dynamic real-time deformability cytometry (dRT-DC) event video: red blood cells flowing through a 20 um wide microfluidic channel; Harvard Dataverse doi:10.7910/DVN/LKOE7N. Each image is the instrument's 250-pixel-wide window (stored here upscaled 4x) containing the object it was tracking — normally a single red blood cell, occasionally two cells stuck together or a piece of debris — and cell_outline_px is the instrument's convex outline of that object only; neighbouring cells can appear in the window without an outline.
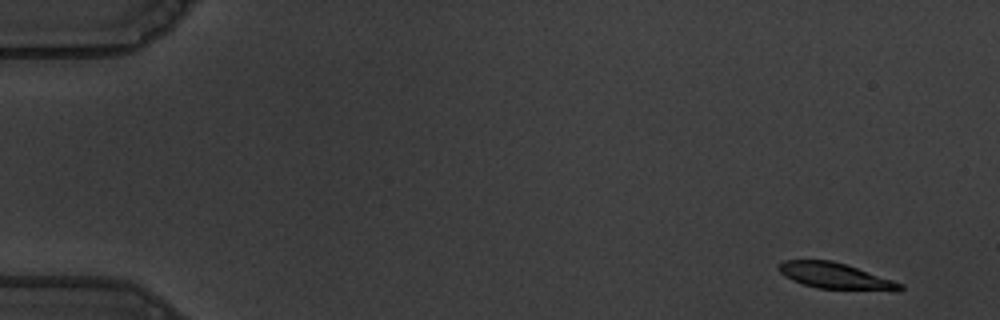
{"species": "common noctule bat (a hibernating species)", "species_latin": "Nyctalus noctula", "temperature_condition": "warm", "stored_images_in_passage": 54, "camera_frame_rate_fps": 3000, "um_per_image_px": 0.085, "animal": {"sex": "male", "body_mass_g": 19.5, "forearm_length_mm": 54.6}, "frame": {"image": 1, "passage_image": 1, "time_ms": 0.0, "image_size_px": [1000, 320], "cell_outline_px": [[904, 288], [900, 292], [896, 292], [816, 288], [792, 280], [784, 276], [776, 268], [784, 260], [832, 260], [904, 284]], "centroid_in_image_um": [71.04, 23.48], "position_along_channel_um": 14.0, "area_um2": 18.55}}
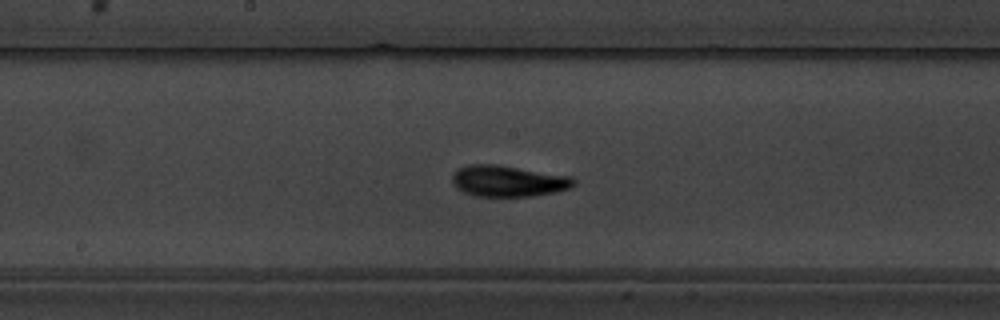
{"frame": {"image": 2, "passage_image": 28, "time_ms": 9.0, "image_size_px": [1000, 320], "cell_outline_px": [[576, 184], [572, 188], [556, 192], [532, 196], [476, 196], [464, 192], [456, 188], [452, 184], [452, 176], [460, 168], [468, 164], [496, 164], [572, 176], [576, 180]], "centroid_in_image_um": [43.24, 15.39], "position_along_channel_um": 205.0, "area_um2": 22.25}}
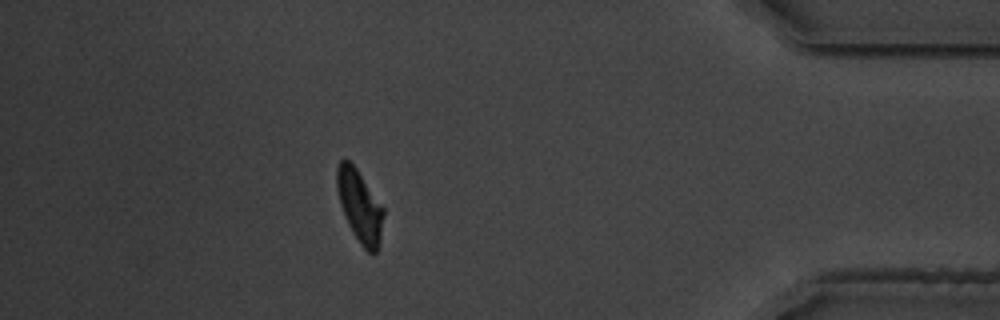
{"frame": {"image": 3, "passage_image": 48, "time_ms": 15.667, "image_size_px": [1000, 320], "cell_outline_px": [[384, 216], [380, 240], [376, 252], [368, 252], [360, 244], [348, 224], [340, 204], [336, 188], [336, 164], [340, 160], [348, 160], [356, 168], [384, 208]], "centroid_in_image_um": [30.56, 17.5], "position_along_channel_um": 404.6, "area_um2": 19.48}, "authors_computed_cell_mechanics": {"area_um2": 20.4323, "velocity_mm_per_s": 3.5941, "shape_relaxation_time_tau1_ms": 3.5965, "shape_relaxation_time_tau2_ms": 1.9001, "deformation_change_tau1": 0.1635, "deformation_change_tau2": 0.0751}}